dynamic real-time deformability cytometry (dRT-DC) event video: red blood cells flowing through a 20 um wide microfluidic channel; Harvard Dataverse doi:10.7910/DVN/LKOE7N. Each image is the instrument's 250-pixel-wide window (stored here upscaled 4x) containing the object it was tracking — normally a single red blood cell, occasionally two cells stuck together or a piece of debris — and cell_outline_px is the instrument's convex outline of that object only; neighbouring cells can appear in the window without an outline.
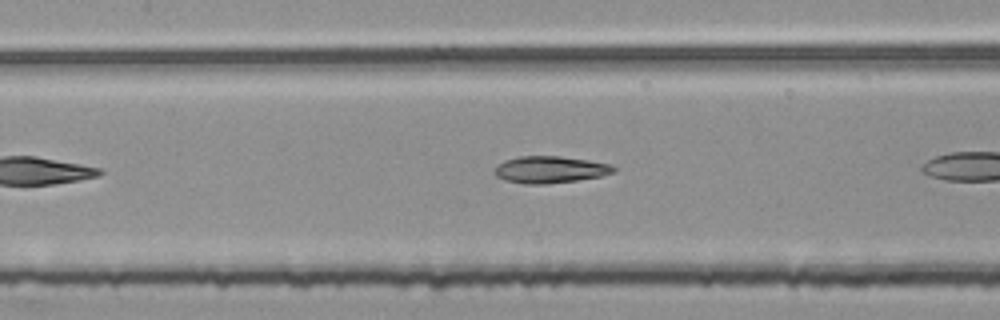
{"species": "common noctule bat (a hibernating species)", "species_latin": "Nyctalus noctula", "temperature_condition": "room temperature", "stored_images_in_passage": 25, "camera_frame_rate_fps": 3000, "um_per_image_px": 0.085, "animal": {"sex": "female", "body_mass_g": 25.1}, "frame": {"image": 1, "passage_image": 8, "time_ms": 2.333, "image_size_px": [1000, 320], "cell_outline_px": [[616, 168], [612, 172], [600, 176], [576, 180], [544, 184], [528, 184], [508, 180], [496, 176], [496, 164], [504, 160], [520, 156], [560, 156], [588, 160], [612, 164]], "centroid_in_image_um": [46.76, 14.4], "position_along_channel_um": 160.6, "area_um2": 18.38}}
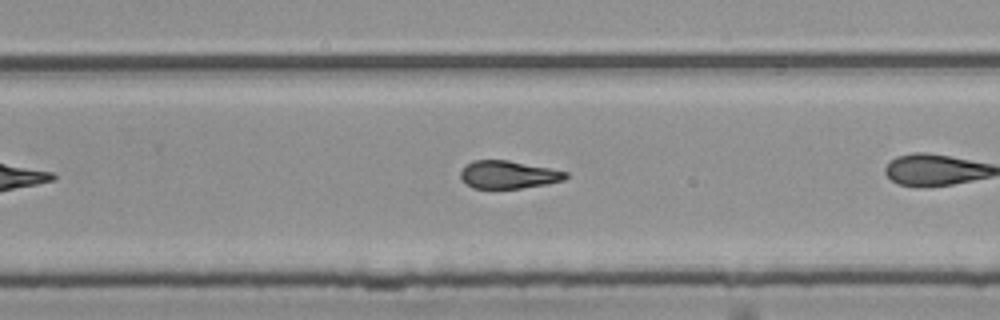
{"frame": {"image": 2, "passage_image": 18, "time_ms": 5.667, "image_size_px": [1000, 320], "cell_outline_px": [[568, 176], [564, 180], [544, 184], [520, 188], [472, 188], [460, 180], [460, 172], [472, 160], [508, 160], [568, 172]], "centroid_in_image_um": [43.17, 14.84], "position_along_channel_um": 286.6, "area_um2": 16.88}}